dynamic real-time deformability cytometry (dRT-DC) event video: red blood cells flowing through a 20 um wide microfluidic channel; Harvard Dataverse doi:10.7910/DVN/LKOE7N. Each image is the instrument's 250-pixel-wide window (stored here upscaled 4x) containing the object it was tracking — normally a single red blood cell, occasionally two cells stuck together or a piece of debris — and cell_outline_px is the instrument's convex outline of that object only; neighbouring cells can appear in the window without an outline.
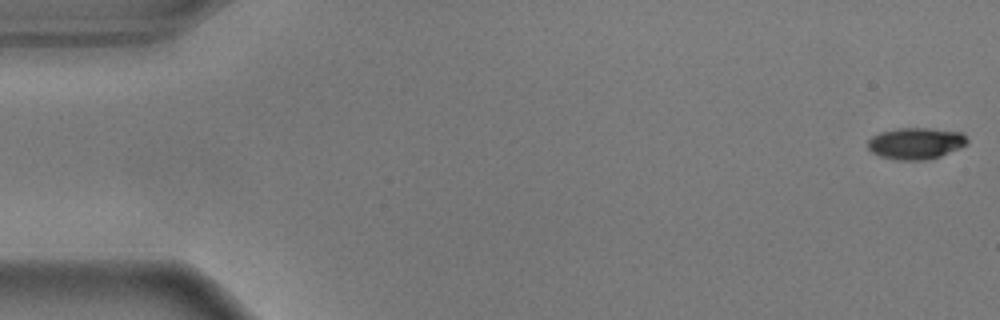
{"species": "common noctule bat (a hibernating species)", "species_latin": "Nyctalus noctula", "temperature_condition": "warm", "stored_images_in_passage": 56, "camera_frame_rate_fps": 3000, "um_per_image_px": 0.085, "animal": {"sex": "male", "body_mass_g": 17.9}, "frame": {"image": 1, "passage_image": 1, "time_ms": 0.0, "image_size_px": [1000, 320], "cell_outline_px": [[968, 144], [960, 148], [940, 156], [928, 160], [896, 160], [880, 156], [872, 152], [868, 148], [868, 140], [872, 136], [880, 132], [900, 128], [928, 128], [960, 132], [968, 140]], "centroid_in_image_um": [77.84, 12.19], "position_along_channel_um": 7.2, "area_um2": 18.26}}
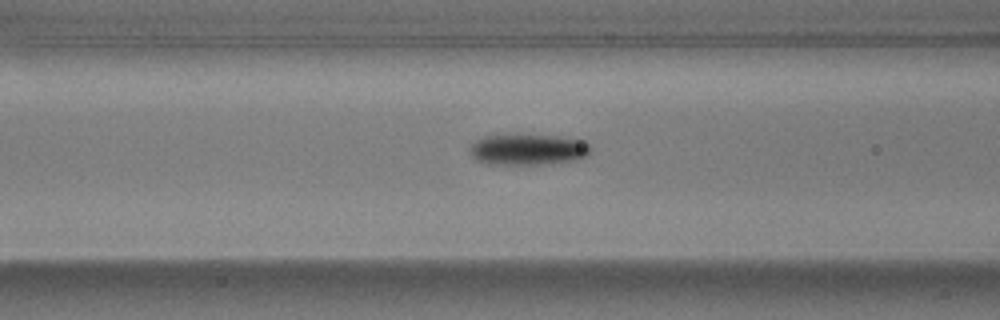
{"frame": {"image": 2, "passage_image": 22, "time_ms": 7.0, "image_size_px": [1000, 320], "cell_outline_px": [[592, 148], [584, 156], [576, 160], [544, 164], [484, 164], [476, 160], [468, 152], [468, 148], [476, 140], [484, 136], [496, 132], [516, 132], [556, 136], [584, 140]], "centroid_in_image_um": [44.77, 12.65], "position_along_channel_um": 121.8, "area_um2": 22.89}}
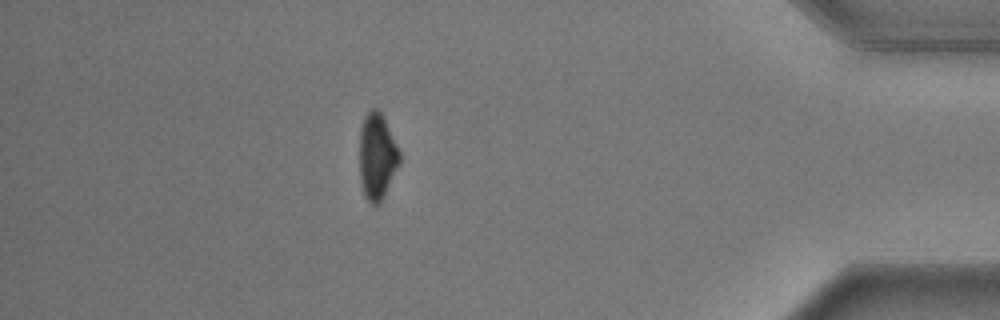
{"frame": {"image": 3, "passage_image": 49, "time_ms": 16.0, "image_size_px": [1000, 320], "cell_outline_px": [[400, 160], [384, 196], [380, 204], [372, 204], [364, 196], [360, 184], [360, 128], [364, 116], [372, 108], [376, 108], [380, 112], [400, 152]], "centroid_in_image_um": [32.02, 13.32], "position_along_channel_um": 403.2, "area_um2": 19.83}, "authors_computed_cell_mechanics": {"area_um2": 20.519, "velocity_mm_per_s": 3.6315, "shape_relaxation_time_tau1_ms": 2.2254, "shape_relaxation_time_tau2_ms": 4.5828, "deformation_change_tau1": 0.1788, "deformation_change_tau2": 0.0902}}